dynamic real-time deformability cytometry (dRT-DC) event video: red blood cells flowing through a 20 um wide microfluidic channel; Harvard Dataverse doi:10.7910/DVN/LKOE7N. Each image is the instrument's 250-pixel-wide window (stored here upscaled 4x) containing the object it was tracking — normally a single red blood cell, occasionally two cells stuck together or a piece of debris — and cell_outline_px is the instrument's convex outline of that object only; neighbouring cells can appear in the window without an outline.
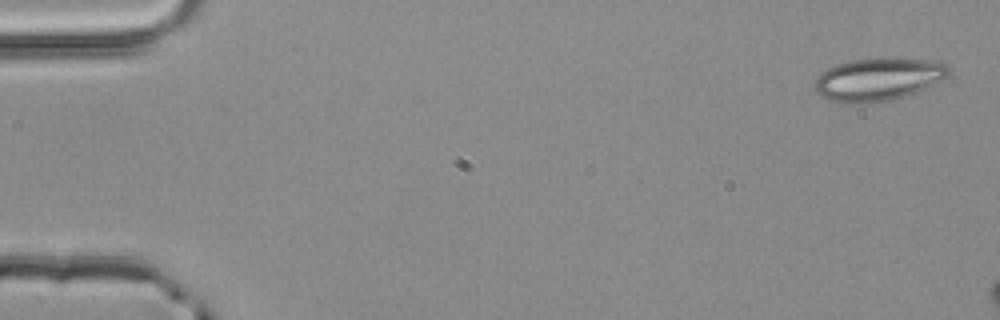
{"species": "common noctule bat (a hibernating species)", "species_latin": "Nyctalus noctula", "temperature_condition": "room temperature", "stored_images_in_passage": 4, "camera_frame_rate_fps": 3000, "um_per_image_px": 0.085, "animal": {"sex": "male", "body_mass_g": 20.4}, "frame": {"image": 1, "passage_image": 1, "time_ms": 0.0, "image_size_px": [1000, 320], "cell_outline_px": [[952, 72], [948, 76], [916, 92], [904, 96], [888, 100], [856, 104], [828, 100], [820, 96], [812, 88], [820, 72], [836, 64], [848, 60], [876, 56], [884, 56], [928, 60], [944, 64]], "centroid_in_image_um": [74.59, 6.7], "position_along_channel_um": 10.4, "area_um2": 33.87}}